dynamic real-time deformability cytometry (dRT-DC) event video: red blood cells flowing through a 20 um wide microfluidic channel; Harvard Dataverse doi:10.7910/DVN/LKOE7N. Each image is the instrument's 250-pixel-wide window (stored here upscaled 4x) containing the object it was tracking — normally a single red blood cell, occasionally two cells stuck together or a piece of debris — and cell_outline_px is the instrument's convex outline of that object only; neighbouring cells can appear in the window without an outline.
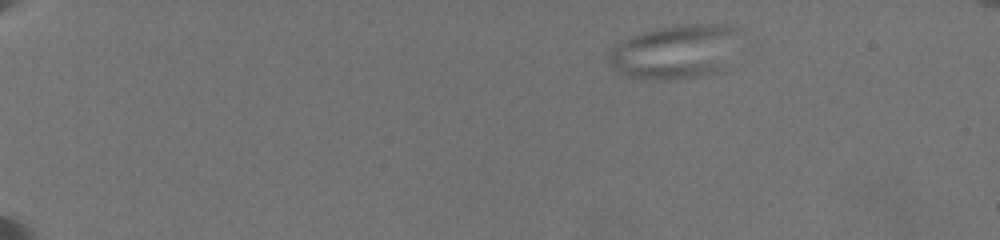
{"species": "common noctule bat (a hibernating species)", "species_latin": "Nyctalus noctula", "temperature_condition": "warm", "stored_images_in_passage": 17, "camera_frame_rate_fps": 3000, "um_per_image_px": 0.085, "animal": {"sex": "female", "body_mass_g": 19.5, "forearm_length_mm": 54.1}, "frame": {"image": 1, "passage_image": 1, "time_ms": 0.0, "image_size_px": [1000, 240], "cell_outline_px": [[736, 32], [716, 72], [700, 76], [664, 80], [660, 80], [628, 76], [620, 72], [608, 60], [608, 52], [620, 40], [656, 28], [688, 24], [724, 24], [736, 28]], "centroid_in_image_um": [57.21, 4.38], "position_along_channel_um": 27.8, "area_um2": 39.36}}
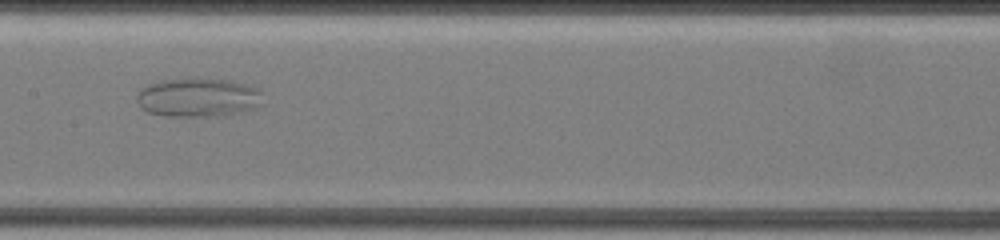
{"frame": {"image": 2, "passage_image": 15, "time_ms": 8.333, "image_size_px": [1000, 240], "cell_outline_px": [[260, 104], [252, 108], [224, 116], [164, 116], [148, 112], [140, 108], [136, 100], [136, 96], [140, 88], [148, 84], [160, 80], [192, 76], [228, 80], [260, 88]], "centroid_in_image_um": [16.76, 8.26], "position_along_channel_um": 190.6, "area_um2": 29.13}}
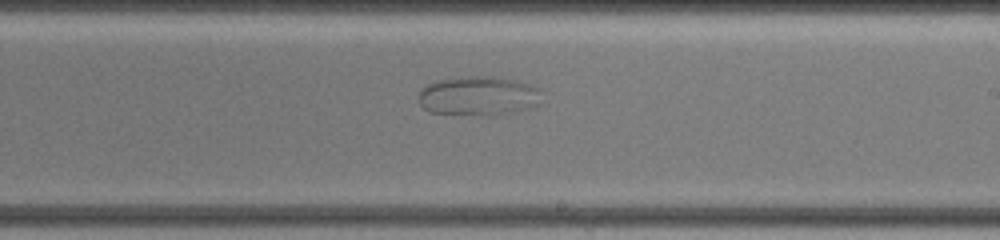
{"frame": {"image": 3, "passage_image": 17, "time_ms": 10.0, "image_size_px": [1000, 240], "cell_outline_px": [[540, 104], [532, 108], [488, 116], [480, 116], [428, 112], [420, 104], [416, 96], [420, 88], [428, 84], [440, 80], [460, 76], [496, 76], [516, 80], [532, 84], [540, 88]], "centroid_in_image_um": [40.66, 8.15], "position_along_channel_um": 248.3, "area_um2": 28.9}}